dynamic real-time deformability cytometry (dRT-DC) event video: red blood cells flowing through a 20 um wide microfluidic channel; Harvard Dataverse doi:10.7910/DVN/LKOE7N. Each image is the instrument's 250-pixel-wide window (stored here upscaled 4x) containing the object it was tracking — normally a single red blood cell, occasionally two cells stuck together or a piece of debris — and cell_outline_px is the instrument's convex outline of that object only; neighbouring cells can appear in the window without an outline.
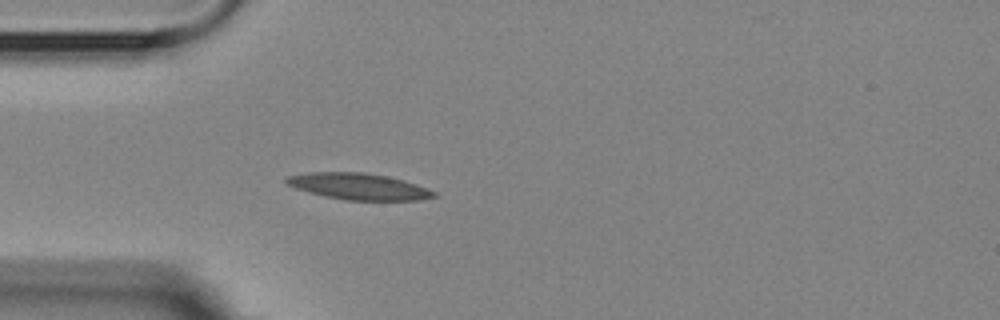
{"species": "Egyptian fruit bat (a non-hibernating species)", "species_latin": "Rousettus aegyptiacus", "temperature_condition": "room temperature", "stored_images_in_passage": 3, "camera_frame_rate_fps": 3000, "um_per_image_px": 0.085, "animal": {"sex": "female"}, "frame": {"image": 1, "passage_image": 3, "time_ms": 2.667, "image_size_px": [1000, 320], "cell_outline_px": [[436, 196], [420, 200], [344, 200], [324, 196], [308, 192], [296, 188], [288, 184], [284, 180], [288, 176], [308, 172], [364, 172], [388, 176], [404, 180], [416, 184], [436, 192]], "centroid_in_image_um": [30.48, 15.84], "position_along_channel_um": 54.5, "area_um2": 22.66}}